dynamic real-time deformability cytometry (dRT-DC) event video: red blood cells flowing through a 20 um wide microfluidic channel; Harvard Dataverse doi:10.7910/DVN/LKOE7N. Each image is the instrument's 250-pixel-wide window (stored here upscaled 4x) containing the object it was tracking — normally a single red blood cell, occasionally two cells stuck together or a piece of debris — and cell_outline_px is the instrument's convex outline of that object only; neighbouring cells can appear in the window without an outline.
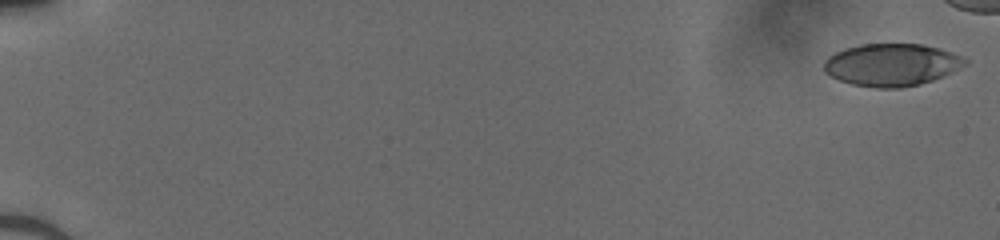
{"species": "human", "species_latin": "Homo sapiens", "temperature_condition": "cold", "stored_images_in_passage": 47, "camera_frame_rate_fps": 3000, "um_per_image_px": 0.085, "donor": {"sex": "male"}, "frame": {"image": 1, "passage_image": 1, "time_ms": 0.0, "image_size_px": [1000, 240], "cell_outline_px": [[968, 64], [932, 80], [920, 84], [900, 88], [876, 88], [852, 84], [840, 80], [824, 72], [824, 60], [828, 56], [844, 48], [860, 44], [920, 44], [952, 52], [968, 60]], "centroid_in_image_um": [75.75, 5.5], "position_along_channel_um": 9.2, "area_um2": 34.68}}
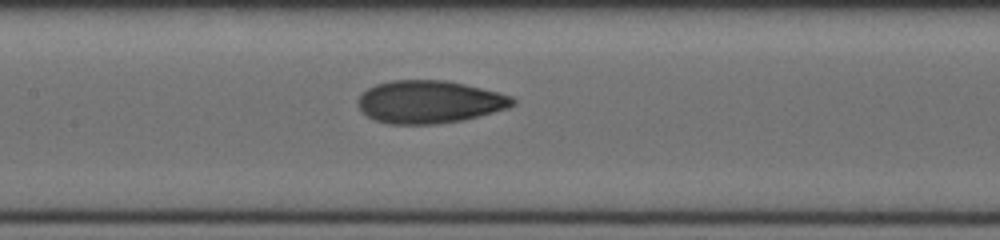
{"frame": {"image": 2, "passage_image": 27, "time_ms": 8.667, "image_size_px": [1000, 240], "cell_outline_px": [[516, 104], [508, 108], [464, 120], [436, 124], [388, 124], [376, 120], [360, 112], [356, 104], [356, 100], [368, 88], [376, 84], [392, 80], [444, 80], [464, 84], [512, 96], [516, 100]], "centroid_in_image_um": [36.47, 8.67], "position_along_channel_um": 170.9, "area_um2": 38.61}}
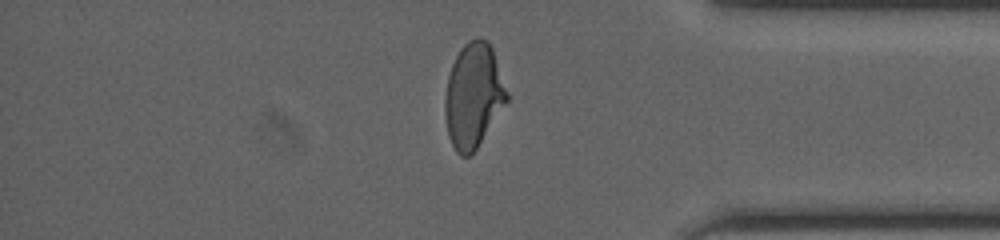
{"frame": {"image": 3, "passage_image": 44, "time_ms": 14.333, "image_size_px": [1000, 240], "cell_outline_px": [[508, 100], [476, 148], [468, 156], [460, 156], [456, 152], [448, 136], [444, 112], [444, 100], [448, 76], [452, 64], [456, 56], [464, 44], [468, 40], [476, 36], [480, 36], [488, 40], [492, 48], [508, 92]], "centroid_in_image_um": [40.22, 8.09], "position_along_channel_um": 395.0, "area_um2": 37.63}}